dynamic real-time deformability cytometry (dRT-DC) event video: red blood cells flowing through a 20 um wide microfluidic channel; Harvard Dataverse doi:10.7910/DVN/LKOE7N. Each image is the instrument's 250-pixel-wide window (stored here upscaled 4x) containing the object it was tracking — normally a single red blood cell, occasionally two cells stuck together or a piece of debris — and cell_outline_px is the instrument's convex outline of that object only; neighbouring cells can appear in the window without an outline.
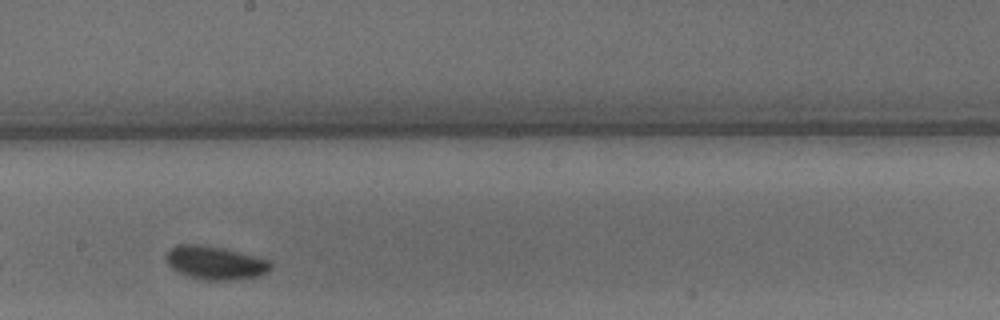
{"species": "common noctule bat (a hibernating species)", "species_latin": "Nyctalus noctula", "temperature_condition": "warm", "stored_images_in_passage": 25, "camera_frame_rate_fps": 3000, "um_per_image_px": 0.085, "animal": {"sex": "male", "body_mass_g": 15.6}, "frame": {"image": 1, "passage_image": 15, "time_ms": 4.667, "image_size_px": [1000, 320], "cell_outline_px": [[272, 268], [256, 276], [228, 280], [208, 280], [188, 276], [172, 268], [168, 264], [164, 256], [176, 244], [200, 244], [220, 248], [272, 260]], "centroid_in_image_um": [18.27, 22.32], "position_along_channel_um": 229.9, "area_um2": 20.0}}
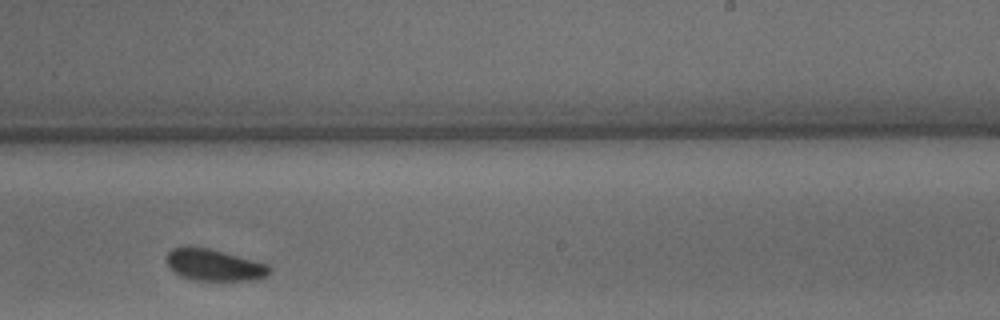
{"frame": {"image": 2, "passage_image": 18, "time_ms": 5.667, "image_size_px": [1000, 320], "cell_outline_px": [[272, 268], [268, 276], [256, 280], [196, 280], [184, 276], [176, 272], [168, 264], [168, 252], [172, 248], [208, 248], [268, 264]], "centroid_in_image_um": [18.3, 22.54], "position_along_channel_um": 270.7, "area_um2": 18.38}, "authors_computed_cell_mechanics": {"area_um2": 19.5942, "velocity_mm_per_s": 4.1019, "shape_relaxation_time_tau1_ms": 3.5716, "shape_relaxation_time_tau2_ms": null, "deformation_change_tau1": 0.0995, "deformation_change_tau2": null}}